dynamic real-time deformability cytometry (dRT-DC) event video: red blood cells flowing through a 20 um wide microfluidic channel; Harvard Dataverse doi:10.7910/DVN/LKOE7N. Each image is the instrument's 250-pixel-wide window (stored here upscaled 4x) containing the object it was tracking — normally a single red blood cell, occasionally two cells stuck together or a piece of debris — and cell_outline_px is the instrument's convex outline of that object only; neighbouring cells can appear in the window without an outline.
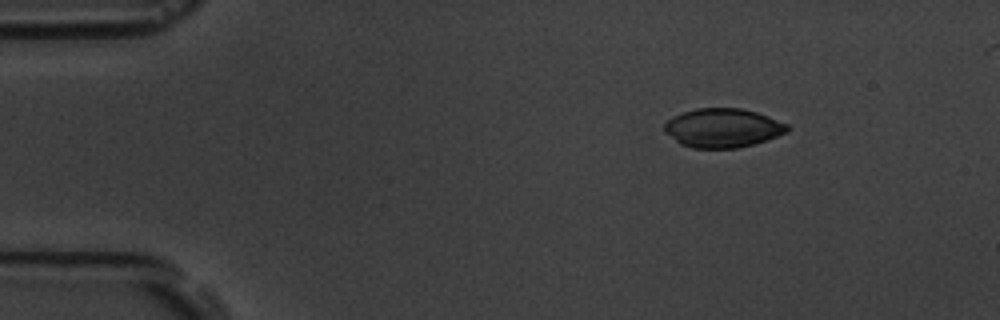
{"species": "common noctule bat (a hibernating species)", "species_latin": "Nyctalus noctula", "temperature_condition": "room temperature", "stored_images_in_passage": 4, "camera_frame_rate_fps": 3000, "um_per_image_px": 0.085, "animal": {"sex": "male", "body_mass_g": 19.5, "forearm_length_mm": 54.6}, "frame": {"image": 1, "passage_image": 1, "time_ms": 0.0, "image_size_px": [1000, 320], "cell_outline_px": [[792, 128], [788, 132], [752, 144], [736, 148], [692, 148], [680, 144], [664, 132], [664, 124], [672, 116], [696, 108], [740, 108], [756, 112], [768, 116], [788, 124]], "centroid_in_image_um": [61.42, 10.87], "position_along_channel_um": 23.6, "area_um2": 27.92}}